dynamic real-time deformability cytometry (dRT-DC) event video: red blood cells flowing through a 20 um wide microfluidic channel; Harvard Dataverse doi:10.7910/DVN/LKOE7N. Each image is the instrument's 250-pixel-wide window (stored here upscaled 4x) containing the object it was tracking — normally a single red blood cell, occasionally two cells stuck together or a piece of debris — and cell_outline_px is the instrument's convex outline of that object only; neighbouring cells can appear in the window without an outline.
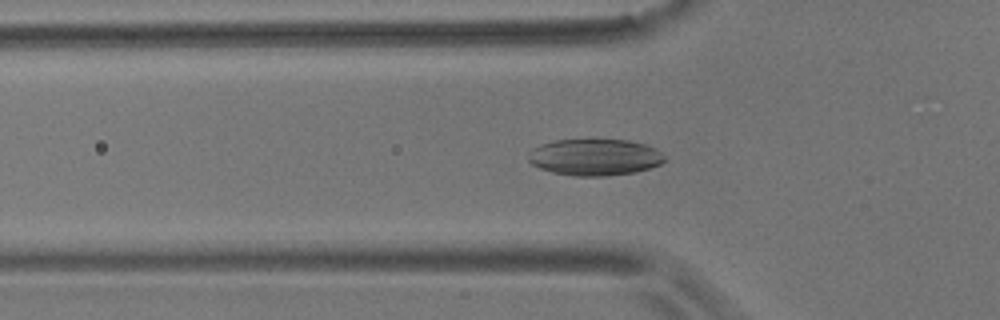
{"species": "common noctule bat (a hibernating species)", "species_latin": "Nyctalus noctula", "temperature_condition": "room temperature", "stored_images_in_passage": 52, "camera_frame_rate_fps": 3000, "um_per_image_px": 0.085, "animal": {"sex": "male", "body_mass_g": 17.9}, "frame": {"image": 1, "passage_image": 18, "time_ms": 5.667, "image_size_px": [1000, 320], "cell_outline_px": [[664, 160], [660, 164], [636, 172], [608, 176], [572, 176], [552, 172], [540, 168], [532, 164], [528, 160], [532, 148], [540, 144], [556, 140], [628, 140], [644, 144], [660, 152], [664, 156]], "centroid_in_image_um": [50.53, 13.37], "position_along_channel_um": 75.3, "area_um2": 28.84}}
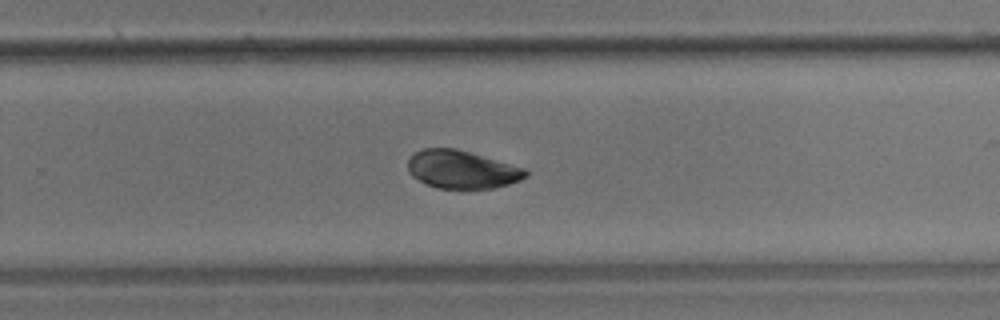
{"frame": {"image": 2, "passage_image": 36, "time_ms": 11.667, "image_size_px": [1000, 320], "cell_outline_px": [[528, 176], [520, 180], [508, 184], [492, 188], [436, 188], [412, 176], [408, 172], [408, 160], [416, 152], [424, 148], [456, 148], [528, 168]], "centroid_in_image_um": [39.3, 14.39], "position_along_channel_um": 290.5, "area_um2": 26.13}}
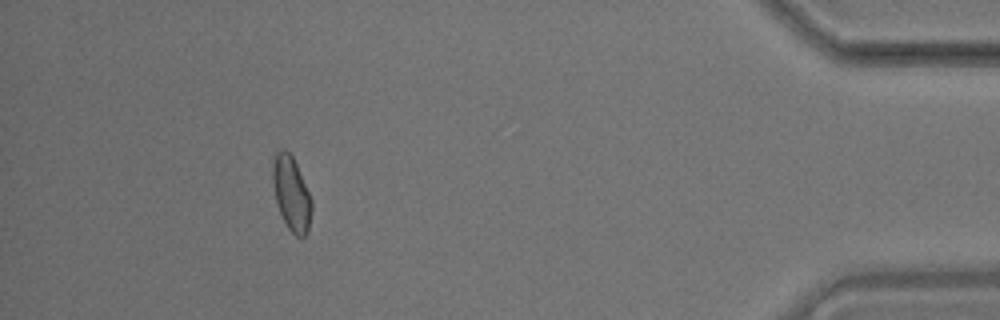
{"frame": {"image": 3, "passage_image": 47, "time_ms": 15.333, "image_size_px": [1000, 320], "cell_outline_px": [[312, 212], [308, 232], [304, 236], [296, 236], [288, 228], [276, 204], [272, 180], [272, 164], [276, 152], [280, 148], [284, 148], [292, 156], [296, 164], [312, 200]], "centroid_in_image_um": [24.76, 16.45], "position_along_channel_um": 410.4, "area_um2": 16.88}, "authors_computed_cell_mechanics": {"area_um2": 27.6284, "velocity_mm_per_s": 3.5758, "shape_relaxation_time_tau1_ms": 2.0773, "shape_relaxation_time_tau2_ms": 3.5452, "deformation_change_tau1": 0.0519, "deformation_change_tau2": 0.0625}}